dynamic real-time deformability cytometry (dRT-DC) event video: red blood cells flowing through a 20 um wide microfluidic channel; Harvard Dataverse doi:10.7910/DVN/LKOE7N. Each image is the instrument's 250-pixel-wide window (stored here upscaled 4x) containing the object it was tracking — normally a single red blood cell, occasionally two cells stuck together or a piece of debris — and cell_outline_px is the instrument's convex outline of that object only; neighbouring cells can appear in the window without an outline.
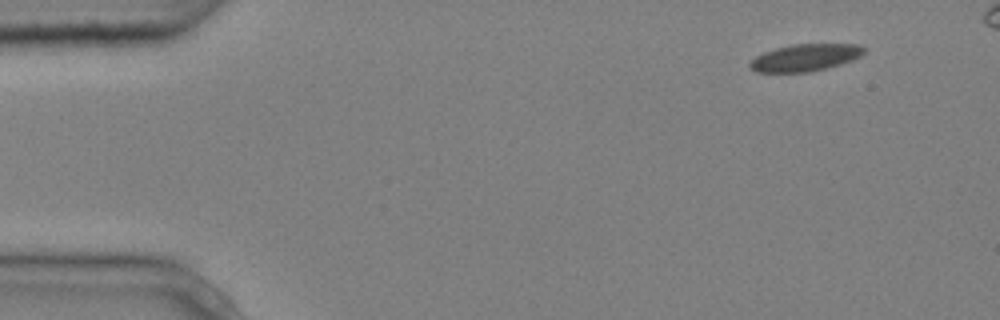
{"species": "common noctule bat (a hibernating species)", "species_latin": "Nyctalus noctula", "temperature_condition": "cold", "stored_images_in_passage": 11, "camera_frame_rate_fps": 3000, "um_per_image_px": 0.085, "animal": {"sex": "male", "body_mass_g": 20.4}, "frame": {"image": 1, "passage_image": 2, "time_ms": 0.333, "image_size_px": [1000, 320], "cell_outline_px": [[864, 52], [860, 56], [852, 60], [840, 64], [808, 72], [756, 72], [748, 68], [748, 64], [756, 56], [764, 52], [776, 48], [792, 44], [860, 44], [864, 48]], "centroid_in_image_um": [68.41, 4.89], "position_along_channel_um": 16.6, "area_um2": 17.92}}
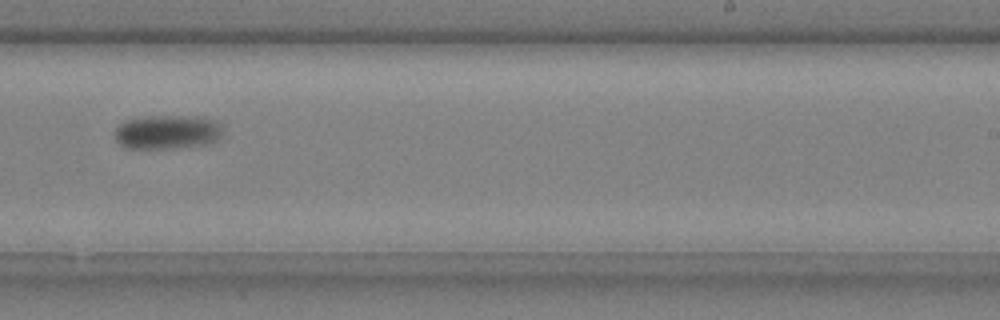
{"frame": {"image": 2, "passage_image": 10, "time_ms": 3.0, "image_size_px": [1000, 320], "cell_outline_px": [[224, 136], [208, 144], [172, 148], [124, 148], [116, 140], [116, 128], [124, 120], [148, 116], [192, 116], [216, 120], [220, 124]], "centroid_in_image_um": [14.25, 11.22], "position_along_channel_um": 274.8, "area_um2": 21.56}}